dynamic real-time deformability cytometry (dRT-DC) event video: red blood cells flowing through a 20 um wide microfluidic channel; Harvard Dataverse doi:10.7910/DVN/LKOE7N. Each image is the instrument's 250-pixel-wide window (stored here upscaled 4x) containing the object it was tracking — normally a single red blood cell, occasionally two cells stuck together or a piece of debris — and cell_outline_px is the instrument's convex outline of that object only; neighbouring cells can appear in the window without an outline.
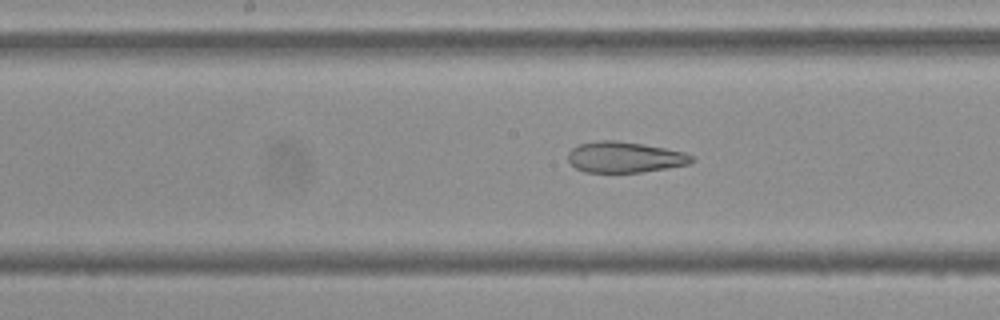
{"species": "Egyptian fruit bat (a non-hibernating species)", "species_latin": "Rousettus aegyptiacus", "temperature_condition": "cold", "stored_images_in_passage": 51, "camera_frame_rate_fps": 3000, "um_per_image_px": 0.085, "frame": {"image": 1, "passage_image": 25, "time_ms": 8.0, "image_size_px": [1000, 320], "cell_outline_px": [[696, 160], [688, 164], [668, 168], [640, 172], [584, 172], [576, 168], [568, 160], [568, 152], [572, 148], [580, 144], [600, 140], [616, 140], [644, 144], [684, 152], [692, 156]], "centroid_in_image_um": [53.1, 13.36], "position_along_channel_um": 195.1, "area_um2": 22.2}}
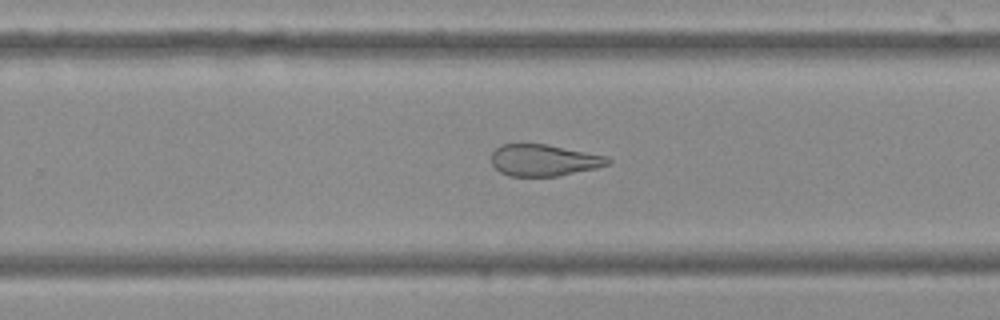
{"frame": {"image": 2, "passage_image": 32, "time_ms": 10.333, "image_size_px": [1000, 320], "cell_outline_px": [[612, 160], [608, 164], [596, 168], [556, 176], [508, 176], [500, 172], [492, 164], [492, 152], [500, 144], [548, 144], [608, 156]], "centroid_in_image_um": [46.23, 13.61], "position_along_channel_um": 283.6, "area_um2": 21.5}}
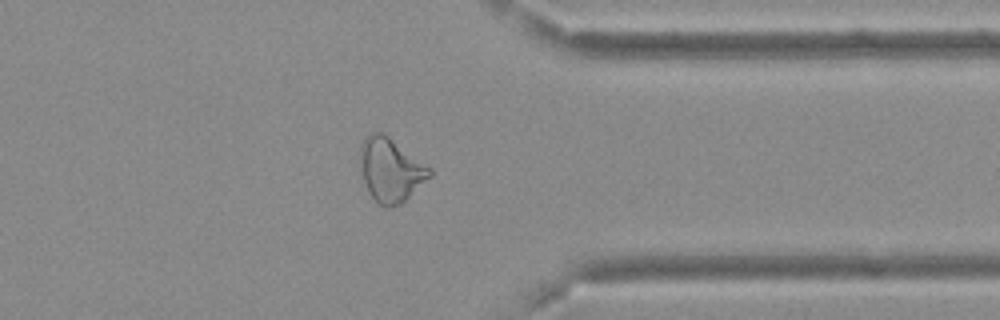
{"frame": {"image": 3, "passage_image": 40, "time_ms": 13.0, "image_size_px": [1000, 320], "cell_outline_px": [[432, 176], [400, 204], [388, 208], [380, 204], [368, 192], [360, 168], [360, 144], [372, 132], [384, 132], [432, 168]], "centroid_in_image_um": [33.22, 14.42], "position_along_channel_um": 378.2, "area_um2": 25.84}, "authors_computed_cell_mechanics": {"area_um2": 26.9348, "velocity_mm_per_s": 3.8033, "shape_relaxation_time_tau1_ms": null, "shape_relaxation_time_tau2_ms": 3.3737, "deformation_change_tau1": null, "deformation_change_tau2": 0.1143}}